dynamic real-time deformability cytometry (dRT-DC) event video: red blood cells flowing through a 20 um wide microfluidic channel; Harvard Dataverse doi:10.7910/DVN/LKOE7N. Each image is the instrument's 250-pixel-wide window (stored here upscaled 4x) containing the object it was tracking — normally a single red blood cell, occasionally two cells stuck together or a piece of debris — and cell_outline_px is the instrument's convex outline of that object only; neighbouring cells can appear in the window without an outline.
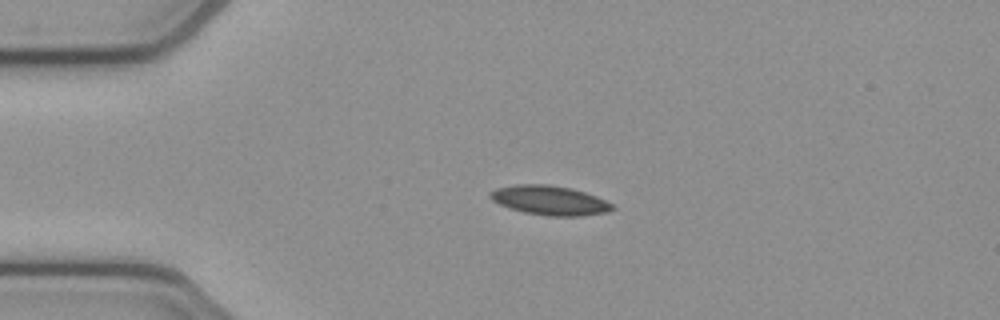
{"species": "common noctule bat (a hibernating species)", "species_latin": "Nyctalus noctula", "temperature_condition": "cold", "stored_images_in_passage": 42, "camera_frame_rate_fps": 3000, "um_per_image_px": 0.085, "animal": {"sex": "female", "body_mass_g": 21.9}, "frame": {"image": 1, "passage_image": 1, "time_ms": 0.0, "image_size_px": [1000, 320], "cell_outline_px": [[616, 208], [604, 212], [580, 216], [548, 216], [524, 212], [508, 208], [492, 200], [488, 196], [496, 188], [516, 184], [548, 184], [572, 188], [596, 196], [612, 204]], "centroid_in_image_um": [46.7, 17.02], "position_along_channel_um": 38.3, "area_um2": 20.81}}
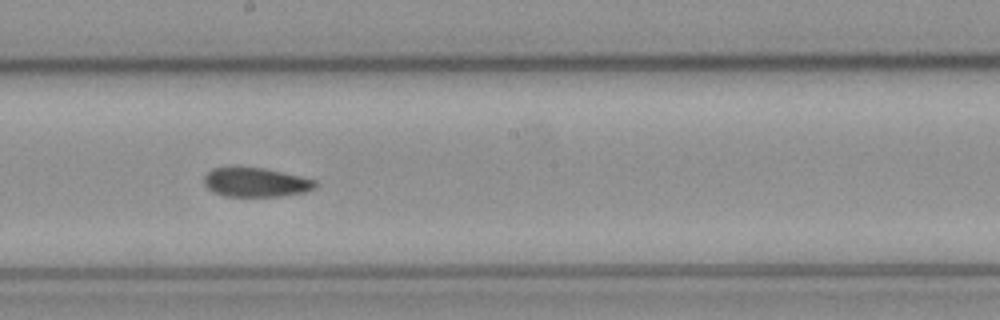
{"frame": {"image": 2, "passage_image": 18, "time_ms": 5.667, "image_size_px": [1000, 320], "cell_outline_px": [[316, 188], [304, 192], [280, 196], [224, 196], [212, 192], [204, 184], [204, 176], [212, 168], [232, 164], [236, 164], [264, 168], [300, 176], [316, 180]], "centroid_in_image_um": [21.67, 15.45], "position_along_channel_um": 226.5, "area_um2": 19.54}}
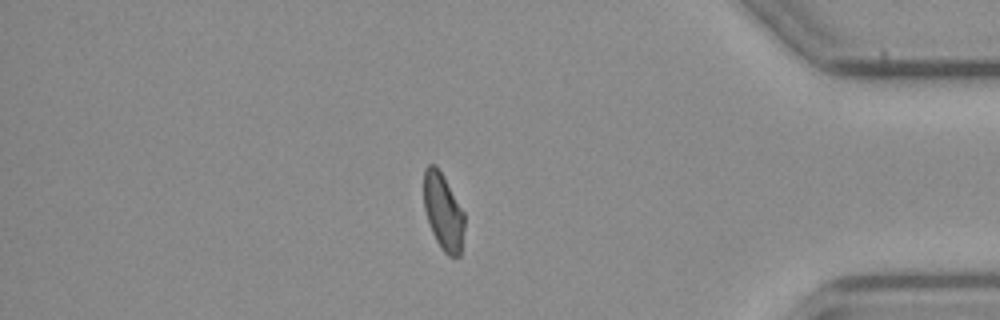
{"frame": {"image": 3, "passage_image": 34, "time_ms": 11.0, "image_size_px": [1000, 320], "cell_outline_px": [[464, 228], [460, 256], [448, 256], [444, 252], [436, 240], [432, 232], [424, 208], [424, 168], [428, 164], [436, 164], [464, 212]], "centroid_in_image_um": [37.67, 17.99], "position_along_channel_um": 397.5, "area_um2": 17.98}, "authors_computed_cell_mechanics": {"area_um2": 19.5364, "velocity_mm_per_s": 3.8669, "shape_relaxation_time_tau1_ms": 6.0474, "shape_relaxation_time_tau2_ms": 3.8121, "deformation_change_tau1": 0.1557, "deformation_change_tau2": 0.0986}}